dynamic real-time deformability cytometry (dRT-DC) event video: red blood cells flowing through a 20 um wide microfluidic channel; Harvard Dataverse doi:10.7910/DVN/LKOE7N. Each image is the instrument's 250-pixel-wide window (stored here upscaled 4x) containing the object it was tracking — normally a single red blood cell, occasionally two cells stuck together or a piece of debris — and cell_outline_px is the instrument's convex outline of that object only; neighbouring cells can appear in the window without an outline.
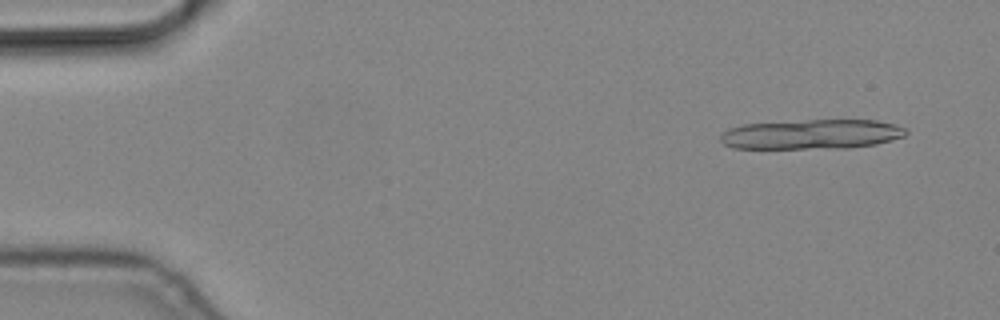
{"species": "common noctule bat (a hibernating species)", "species_latin": "Nyctalus noctula", "temperature_condition": "cold", "stored_images_in_passage": 6, "camera_frame_rate_fps": 3000, "um_per_image_px": 0.085, "animal": {"sex": "male", "body_mass_g": 19.2, "forearm_length_mm": 51.8}, "frame": {"image": 1, "passage_image": 6, "time_ms": 1.667, "image_size_px": [1000, 320], "cell_outline_px": [[908, 132], [904, 136], [892, 140], [876, 144], [848, 148], [732, 148], [724, 144], [720, 140], [720, 136], [728, 128], [744, 124], [808, 120], [876, 120], [896, 124], [904, 128]], "centroid_in_image_um": [69.0, 11.41], "position_along_channel_um": 16.0, "area_um2": 32.14}}